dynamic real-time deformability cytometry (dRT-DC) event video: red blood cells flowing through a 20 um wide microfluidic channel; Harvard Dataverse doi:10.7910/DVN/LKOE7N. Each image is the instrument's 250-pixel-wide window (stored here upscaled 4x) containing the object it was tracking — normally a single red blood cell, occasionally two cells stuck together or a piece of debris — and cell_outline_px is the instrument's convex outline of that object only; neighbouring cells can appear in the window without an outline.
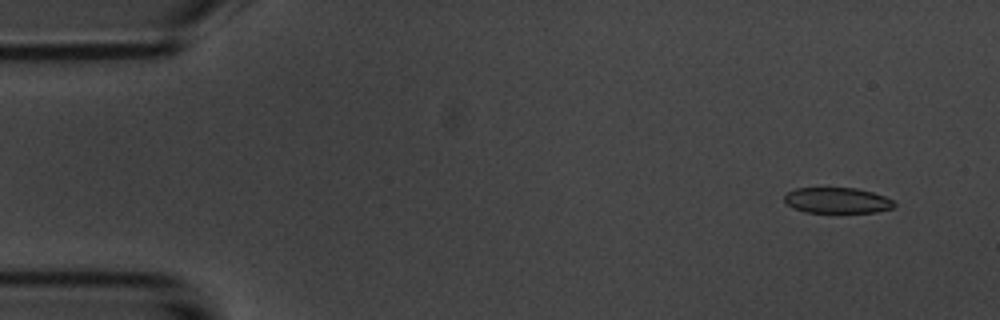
{"species": "common noctule bat (a hibernating species)", "species_latin": "Nyctalus noctula", "temperature_condition": "room temperature", "stored_images_in_passage": 5, "camera_frame_rate_fps": 3000, "um_per_image_px": 0.085, "animal": {"sex": "male", "body_mass_g": 20.1, "forearm_length_mm": 53.5}, "frame": {"image": 1, "passage_image": 1, "time_ms": 0.0, "image_size_px": [1000, 320], "cell_outline_px": [[896, 204], [892, 208], [876, 212], [836, 216], [804, 212], [792, 208], [784, 200], [784, 196], [788, 192], [796, 188], [856, 188], [872, 192], [884, 196], [892, 200]], "centroid_in_image_um": [71.15, 17.1], "position_along_channel_um": 13.8, "area_um2": 17.4}}
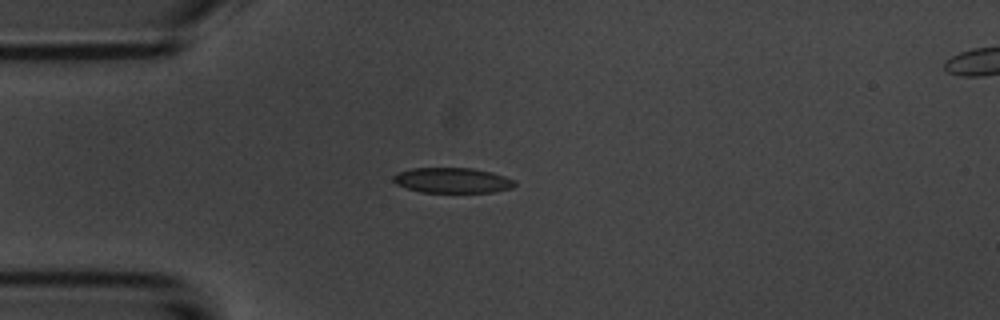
{"frame": {"image": 2, "passage_image": 4, "time_ms": 3.333, "image_size_px": [1000, 320], "cell_outline_px": [[516, 184], [512, 188], [492, 192], [420, 192], [396, 184], [392, 180], [392, 176], [396, 172], [412, 168], [472, 168], [492, 172], [516, 180]], "centroid_in_image_um": [38.44, 15.32], "position_along_channel_um": 46.6, "area_um2": 17.98}}